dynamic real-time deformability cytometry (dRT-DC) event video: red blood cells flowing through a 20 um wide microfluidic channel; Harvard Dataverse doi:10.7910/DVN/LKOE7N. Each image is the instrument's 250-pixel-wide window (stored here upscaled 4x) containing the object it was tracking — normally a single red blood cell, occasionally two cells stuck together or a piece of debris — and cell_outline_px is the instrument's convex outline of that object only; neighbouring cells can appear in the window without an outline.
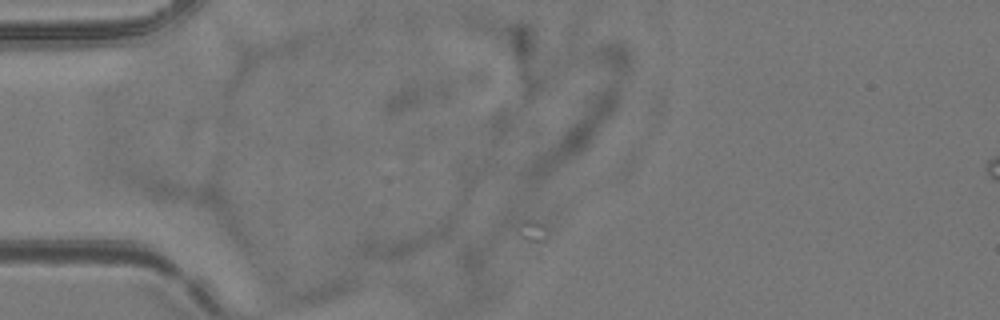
{"species": "common noctule bat (a hibernating species)", "species_latin": "Nyctalus noctula", "temperature_condition": "room temperature", "stored_images_in_passage": 12, "camera_frame_rate_fps": 3000, "um_per_image_px": 0.085, "animal": {"sex": "female", "body_mass_g": 24.6, "forearm_length_mm": 56.2}, "frame": {"image": 1, "passage_image": 11, "time_ms": 3.333, "image_size_px": [1000, 320], "cell_outline_px": [[456, 220], [448, 236], [392, 260], [384, 260], [356, 256], [356, 252], [364, 236], [372, 232], [448, 216]], "centroid_in_image_um": [34.34, 20.3], "position_along_channel_um": 50.7, "area_um2": 17.51}}